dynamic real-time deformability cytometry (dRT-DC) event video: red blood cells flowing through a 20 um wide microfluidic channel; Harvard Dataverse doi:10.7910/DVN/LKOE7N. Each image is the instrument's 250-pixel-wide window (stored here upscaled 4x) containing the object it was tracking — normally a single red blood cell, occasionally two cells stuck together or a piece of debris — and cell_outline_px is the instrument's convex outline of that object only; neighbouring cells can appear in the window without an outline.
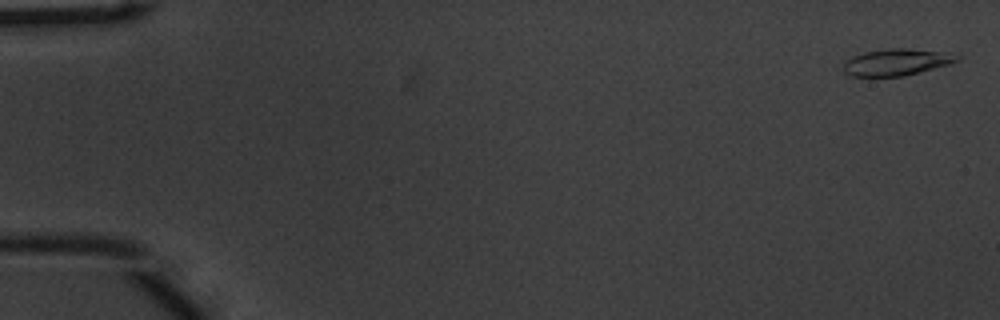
{"species": "common noctule bat (a hibernating species)", "species_latin": "Nyctalus noctula", "temperature_condition": "warm", "stored_images_in_passage": 54, "camera_frame_rate_fps": 3000, "um_per_image_px": 0.085, "animal": {"sex": "male", "body_mass_g": 20.1, "forearm_length_mm": 53.5}, "frame": {"image": 1, "passage_image": 2, "time_ms": 0.333, "image_size_px": [1000, 320], "cell_outline_px": [[960, 60], [948, 64], [904, 76], [852, 76], [844, 72], [844, 60], [852, 56], [864, 52], [888, 48], [908, 48], [936, 52], [960, 56]], "centroid_in_image_um": [76.13, 5.28], "position_along_channel_um": 8.9, "area_um2": 17.34}}
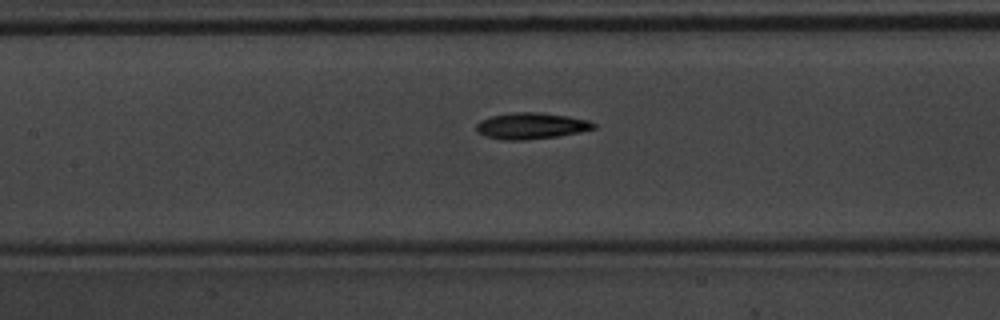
{"frame": {"image": 2, "passage_image": 26, "time_ms": 8.333, "image_size_px": [1000, 320], "cell_outline_px": [[596, 128], [580, 132], [556, 136], [524, 140], [504, 140], [484, 136], [476, 132], [476, 124], [480, 120], [492, 116], [512, 112], [540, 112], [568, 116], [588, 120], [596, 124]], "centroid_in_image_um": [45.13, 10.69], "position_along_channel_um": 162.3, "area_um2": 18.03}}
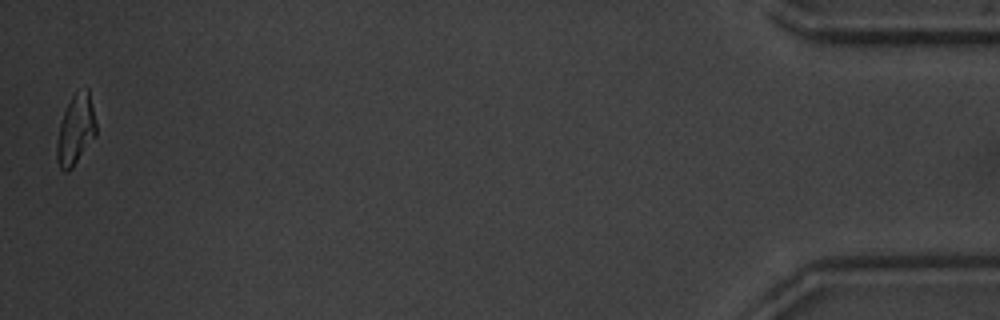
{"frame": {"image": 3, "passage_image": 54, "time_ms": 17.667, "image_size_px": [1000, 320], "cell_outline_px": [[96, 136], [72, 168], [68, 172], [64, 172], [60, 168], [56, 160], [56, 144], [60, 124], [64, 112], [72, 96], [76, 92], [88, 88], [96, 124]], "centroid_in_image_um": [6.42, 11.09], "position_along_channel_um": 428.8, "area_um2": 15.95}, "authors_computed_cell_mechanics": {"area_um2": 17.3111, "velocity_mm_per_s": 3.7933, "shape_relaxation_time_tau1_ms": 4.472, "shape_relaxation_time_tau2_ms": 2.7097, "deformation_change_tau1": 0.1878, "deformation_change_tau2": 0.1017}}